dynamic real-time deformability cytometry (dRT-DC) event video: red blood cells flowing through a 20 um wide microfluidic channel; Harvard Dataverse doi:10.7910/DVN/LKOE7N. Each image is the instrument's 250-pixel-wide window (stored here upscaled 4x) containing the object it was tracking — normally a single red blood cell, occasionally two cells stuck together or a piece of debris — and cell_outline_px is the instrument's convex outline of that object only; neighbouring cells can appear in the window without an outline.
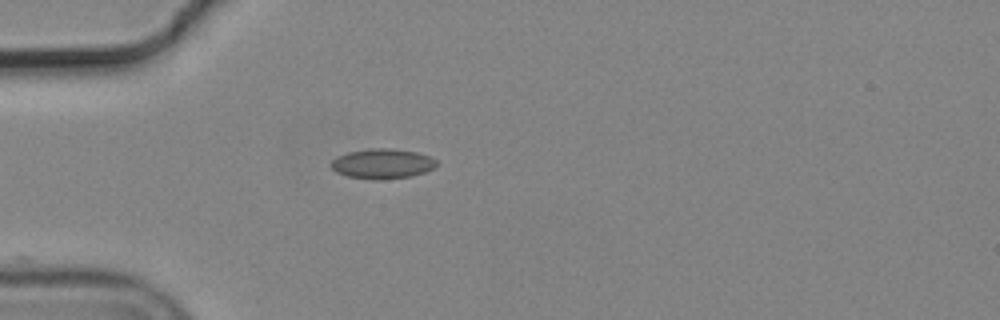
{"species": "common noctule bat (a hibernating species)", "species_latin": "Nyctalus noctula", "temperature_condition": "cold", "stored_images_in_passage": 6, "camera_frame_rate_fps": 3000, "um_per_image_px": 0.085, "animal": {"sex": "male", "body_mass_g": 19.2, "forearm_length_mm": 51.8}, "frame": {"image": 1, "passage_image": 5, "time_ms": 1.333, "image_size_px": [1000, 320], "cell_outline_px": [[436, 164], [432, 168], [424, 172], [412, 176], [376, 180], [348, 176], [336, 172], [332, 168], [332, 160], [336, 156], [348, 152], [372, 148], [392, 148], [416, 152], [428, 156], [436, 160]], "centroid_in_image_um": [32.48, 13.91], "position_along_channel_um": 52.5, "area_um2": 18.21}}